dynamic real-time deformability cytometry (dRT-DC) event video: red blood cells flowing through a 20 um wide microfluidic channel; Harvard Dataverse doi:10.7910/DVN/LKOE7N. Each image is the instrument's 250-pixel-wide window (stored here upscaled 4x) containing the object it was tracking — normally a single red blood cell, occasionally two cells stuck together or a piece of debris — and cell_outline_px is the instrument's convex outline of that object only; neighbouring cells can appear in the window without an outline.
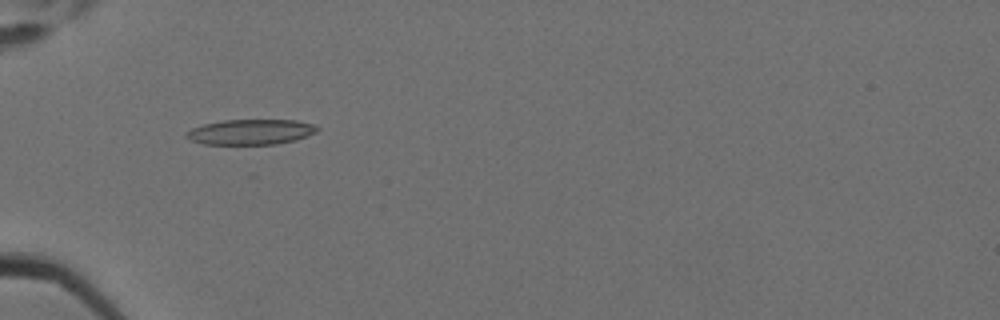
{"species": "Egyptian fruit bat (a non-hibernating species)", "species_latin": "Rousettus aegyptiacus", "temperature_condition": "cold", "stored_images_in_passage": 3, "camera_frame_rate_fps": 3000, "um_per_image_px": 0.085, "animal": {"sex": "female"}, "frame": {"image": 1, "passage_image": 1, "time_ms": 0.0, "image_size_px": [1000, 320], "cell_outline_px": [[320, 128], [316, 132], [296, 140], [276, 144], [204, 144], [192, 140], [184, 136], [184, 132], [192, 128], [204, 124], [224, 120], [296, 120], [312, 124]], "centroid_in_image_um": [21.3, 11.21], "position_along_channel_um": 63.7, "area_um2": 19.25}}
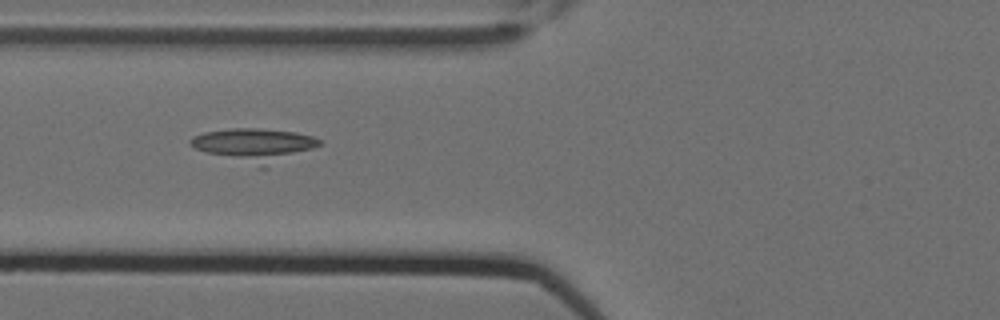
{"frame": {"image": 2, "passage_image": 2, "time_ms": 0.333, "image_size_px": [1000, 320], "cell_outline_px": [[320, 144], [312, 148], [264, 168], [260, 168], [208, 152], [196, 148], [188, 144], [188, 140], [192, 136], [204, 132], [232, 128], [260, 128], [296, 132], [312, 136], [320, 140]], "centroid_in_image_um": [21.59, 12.3], "position_along_channel_um": 104.2, "area_um2": 24.57}}
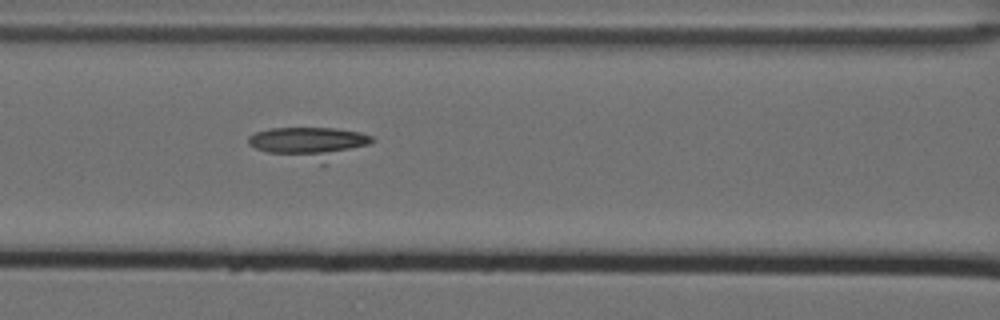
{"frame": {"image": 3, "passage_image": 3, "time_ms": 0.667, "image_size_px": [1000, 320], "cell_outline_px": [[376, 140], [368, 144], [324, 164], [320, 164], [268, 152], [256, 148], [248, 144], [248, 136], [256, 132], [268, 128], [336, 128], [360, 132], [372, 136]], "centroid_in_image_um": [26.32, 12.13], "position_along_channel_um": 140.3, "area_um2": 22.66}}